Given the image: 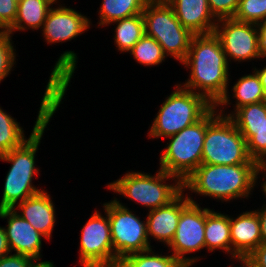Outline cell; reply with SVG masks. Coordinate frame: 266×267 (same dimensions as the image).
<instances>
[{
  "mask_svg": "<svg viewBox=\"0 0 266 267\" xmlns=\"http://www.w3.org/2000/svg\"><path fill=\"white\" fill-rule=\"evenodd\" d=\"M77 55L74 51H65L54 65L46 90L41 99L40 109L33 126L32 133L19 147L0 155V160L11 163L6 175L0 209H13L26 198L43 190L32 183L33 177L39 173L35 168V157L45 128L62 103L68 90L70 80L77 68ZM19 201V202H18Z\"/></svg>",
  "mask_w": 266,
  "mask_h": 267,
  "instance_id": "1",
  "label": "cell"
},
{
  "mask_svg": "<svg viewBox=\"0 0 266 267\" xmlns=\"http://www.w3.org/2000/svg\"><path fill=\"white\" fill-rule=\"evenodd\" d=\"M182 64L191 71L182 87L204 96L213 106H220V110L231 104L229 64L215 33L194 35Z\"/></svg>",
  "mask_w": 266,
  "mask_h": 267,
  "instance_id": "2",
  "label": "cell"
},
{
  "mask_svg": "<svg viewBox=\"0 0 266 267\" xmlns=\"http://www.w3.org/2000/svg\"><path fill=\"white\" fill-rule=\"evenodd\" d=\"M259 164L213 165L202 163L183 181V191L222 202L249 197L262 171Z\"/></svg>",
  "mask_w": 266,
  "mask_h": 267,
  "instance_id": "3",
  "label": "cell"
},
{
  "mask_svg": "<svg viewBox=\"0 0 266 267\" xmlns=\"http://www.w3.org/2000/svg\"><path fill=\"white\" fill-rule=\"evenodd\" d=\"M213 107L202 119L168 137L169 144L160 155V169L182 182L201 164L207 126L219 115Z\"/></svg>",
  "mask_w": 266,
  "mask_h": 267,
  "instance_id": "4",
  "label": "cell"
},
{
  "mask_svg": "<svg viewBox=\"0 0 266 267\" xmlns=\"http://www.w3.org/2000/svg\"><path fill=\"white\" fill-rule=\"evenodd\" d=\"M152 122L149 138H167L202 119L214 106L202 95L175 85Z\"/></svg>",
  "mask_w": 266,
  "mask_h": 267,
  "instance_id": "5",
  "label": "cell"
},
{
  "mask_svg": "<svg viewBox=\"0 0 266 267\" xmlns=\"http://www.w3.org/2000/svg\"><path fill=\"white\" fill-rule=\"evenodd\" d=\"M156 174L128 172L118 180L107 185L109 190L133 200L149 210L167 205L183 191V182L160 168ZM173 180L167 184L165 181Z\"/></svg>",
  "mask_w": 266,
  "mask_h": 267,
  "instance_id": "6",
  "label": "cell"
},
{
  "mask_svg": "<svg viewBox=\"0 0 266 267\" xmlns=\"http://www.w3.org/2000/svg\"><path fill=\"white\" fill-rule=\"evenodd\" d=\"M145 34L153 37L166 56L182 63L194 37L183 27L166 0H148L143 9Z\"/></svg>",
  "mask_w": 266,
  "mask_h": 267,
  "instance_id": "7",
  "label": "cell"
},
{
  "mask_svg": "<svg viewBox=\"0 0 266 267\" xmlns=\"http://www.w3.org/2000/svg\"><path fill=\"white\" fill-rule=\"evenodd\" d=\"M202 163L213 165L258 164L247 151L246 140L229 118L218 115L206 129Z\"/></svg>",
  "mask_w": 266,
  "mask_h": 267,
  "instance_id": "8",
  "label": "cell"
},
{
  "mask_svg": "<svg viewBox=\"0 0 266 267\" xmlns=\"http://www.w3.org/2000/svg\"><path fill=\"white\" fill-rule=\"evenodd\" d=\"M108 213L111 239L116 261L125 256L151 249L147 235V221H141L128 207L117 198L103 204Z\"/></svg>",
  "mask_w": 266,
  "mask_h": 267,
  "instance_id": "9",
  "label": "cell"
},
{
  "mask_svg": "<svg viewBox=\"0 0 266 267\" xmlns=\"http://www.w3.org/2000/svg\"><path fill=\"white\" fill-rule=\"evenodd\" d=\"M190 202L182 209L175 236L169 250L185 266L190 267L200 257H187L186 254L205 248L206 208L188 196Z\"/></svg>",
  "mask_w": 266,
  "mask_h": 267,
  "instance_id": "10",
  "label": "cell"
},
{
  "mask_svg": "<svg viewBox=\"0 0 266 267\" xmlns=\"http://www.w3.org/2000/svg\"><path fill=\"white\" fill-rule=\"evenodd\" d=\"M95 211L82 227L79 262L83 267H106L116 262L108 213Z\"/></svg>",
  "mask_w": 266,
  "mask_h": 267,
  "instance_id": "11",
  "label": "cell"
},
{
  "mask_svg": "<svg viewBox=\"0 0 266 267\" xmlns=\"http://www.w3.org/2000/svg\"><path fill=\"white\" fill-rule=\"evenodd\" d=\"M214 33L221 42L228 64L231 58L235 62L261 58L256 24L234 18L220 19Z\"/></svg>",
  "mask_w": 266,
  "mask_h": 267,
  "instance_id": "12",
  "label": "cell"
},
{
  "mask_svg": "<svg viewBox=\"0 0 266 267\" xmlns=\"http://www.w3.org/2000/svg\"><path fill=\"white\" fill-rule=\"evenodd\" d=\"M229 118L246 140L250 158L266 168V101L242 106Z\"/></svg>",
  "mask_w": 266,
  "mask_h": 267,
  "instance_id": "13",
  "label": "cell"
},
{
  "mask_svg": "<svg viewBox=\"0 0 266 267\" xmlns=\"http://www.w3.org/2000/svg\"><path fill=\"white\" fill-rule=\"evenodd\" d=\"M0 218H7L8 225L3 228L10 251L14 250L15 254L27 256L39 262L44 236L14 209H0Z\"/></svg>",
  "mask_w": 266,
  "mask_h": 267,
  "instance_id": "14",
  "label": "cell"
},
{
  "mask_svg": "<svg viewBox=\"0 0 266 267\" xmlns=\"http://www.w3.org/2000/svg\"><path fill=\"white\" fill-rule=\"evenodd\" d=\"M91 21L67 6L50 8L42 26L46 43H63L80 36L90 28Z\"/></svg>",
  "mask_w": 266,
  "mask_h": 267,
  "instance_id": "15",
  "label": "cell"
},
{
  "mask_svg": "<svg viewBox=\"0 0 266 267\" xmlns=\"http://www.w3.org/2000/svg\"><path fill=\"white\" fill-rule=\"evenodd\" d=\"M190 202L188 196L182 191L167 205L149 210L147 221V235L167 246L172 242L182 209Z\"/></svg>",
  "mask_w": 266,
  "mask_h": 267,
  "instance_id": "16",
  "label": "cell"
},
{
  "mask_svg": "<svg viewBox=\"0 0 266 267\" xmlns=\"http://www.w3.org/2000/svg\"><path fill=\"white\" fill-rule=\"evenodd\" d=\"M232 258L249 256L261 243L260 220L255 211H246L237 218L229 216Z\"/></svg>",
  "mask_w": 266,
  "mask_h": 267,
  "instance_id": "17",
  "label": "cell"
},
{
  "mask_svg": "<svg viewBox=\"0 0 266 267\" xmlns=\"http://www.w3.org/2000/svg\"><path fill=\"white\" fill-rule=\"evenodd\" d=\"M181 25L194 35L214 33L217 20L211 14L208 0H166Z\"/></svg>",
  "mask_w": 266,
  "mask_h": 267,
  "instance_id": "18",
  "label": "cell"
},
{
  "mask_svg": "<svg viewBox=\"0 0 266 267\" xmlns=\"http://www.w3.org/2000/svg\"><path fill=\"white\" fill-rule=\"evenodd\" d=\"M13 209L15 211L20 210L21 212L19 213L18 211L17 213L42 234L44 239H51L56 221V213L55 205L48 192L43 189L42 192L18 203Z\"/></svg>",
  "mask_w": 266,
  "mask_h": 267,
  "instance_id": "19",
  "label": "cell"
},
{
  "mask_svg": "<svg viewBox=\"0 0 266 267\" xmlns=\"http://www.w3.org/2000/svg\"><path fill=\"white\" fill-rule=\"evenodd\" d=\"M205 248L209 252L222 249L223 252L225 251L224 253H229L232 257V241L228 215L206 208Z\"/></svg>",
  "mask_w": 266,
  "mask_h": 267,
  "instance_id": "20",
  "label": "cell"
},
{
  "mask_svg": "<svg viewBox=\"0 0 266 267\" xmlns=\"http://www.w3.org/2000/svg\"><path fill=\"white\" fill-rule=\"evenodd\" d=\"M54 2L51 0H22L17 4L14 24L7 30L11 35L16 31L42 29L48 11Z\"/></svg>",
  "mask_w": 266,
  "mask_h": 267,
  "instance_id": "21",
  "label": "cell"
},
{
  "mask_svg": "<svg viewBox=\"0 0 266 267\" xmlns=\"http://www.w3.org/2000/svg\"><path fill=\"white\" fill-rule=\"evenodd\" d=\"M233 98H236L235 109L232 113H225V110H218L219 114L225 117H230L238 108L265 101L263 87L260 78L254 71L253 74H247L238 79L232 87ZM224 112V113H223Z\"/></svg>",
  "mask_w": 266,
  "mask_h": 267,
  "instance_id": "22",
  "label": "cell"
},
{
  "mask_svg": "<svg viewBox=\"0 0 266 267\" xmlns=\"http://www.w3.org/2000/svg\"><path fill=\"white\" fill-rule=\"evenodd\" d=\"M148 0H102L99 10V26L142 14Z\"/></svg>",
  "mask_w": 266,
  "mask_h": 267,
  "instance_id": "23",
  "label": "cell"
},
{
  "mask_svg": "<svg viewBox=\"0 0 266 267\" xmlns=\"http://www.w3.org/2000/svg\"><path fill=\"white\" fill-rule=\"evenodd\" d=\"M115 27L114 43L118 51L129 52L133 46L145 35L143 14L123 18L112 22Z\"/></svg>",
  "mask_w": 266,
  "mask_h": 267,
  "instance_id": "24",
  "label": "cell"
},
{
  "mask_svg": "<svg viewBox=\"0 0 266 267\" xmlns=\"http://www.w3.org/2000/svg\"><path fill=\"white\" fill-rule=\"evenodd\" d=\"M23 128L0 107V155L19 147L26 139Z\"/></svg>",
  "mask_w": 266,
  "mask_h": 267,
  "instance_id": "25",
  "label": "cell"
},
{
  "mask_svg": "<svg viewBox=\"0 0 266 267\" xmlns=\"http://www.w3.org/2000/svg\"><path fill=\"white\" fill-rule=\"evenodd\" d=\"M121 262L126 267H185L173 254L155 253L152 248L125 256Z\"/></svg>",
  "mask_w": 266,
  "mask_h": 267,
  "instance_id": "26",
  "label": "cell"
},
{
  "mask_svg": "<svg viewBox=\"0 0 266 267\" xmlns=\"http://www.w3.org/2000/svg\"><path fill=\"white\" fill-rule=\"evenodd\" d=\"M129 52L134 57L133 59L145 66L159 65L167 58L161 45L153 37L146 34Z\"/></svg>",
  "mask_w": 266,
  "mask_h": 267,
  "instance_id": "27",
  "label": "cell"
},
{
  "mask_svg": "<svg viewBox=\"0 0 266 267\" xmlns=\"http://www.w3.org/2000/svg\"><path fill=\"white\" fill-rule=\"evenodd\" d=\"M233 18L254 24L266 20V0H240Z\"/></svg>",
  "mask_w": 266,
  "mask_h": 267,
  "instance_id": "28",
  "label": "cell"
},
{
  "mask_svg": "<svg viewBox=\"0 0 266 267\" xmlns=\"http://www.w3.org/2000/svg\"><path fill=\"white\" fill-rule=\"evenodd\" d=\"M8 31L0 32V83L4 80L16 63V53Z\"/></svg>",
  "mask_w": 266,
  "mask_h": 267,
  "instance_id": "29",
  "label": "cell"
},
{
  "mask_svg": "<svg viewBox=\"0 0 266 267\" xmlns=\"http://www.w3.org/2000/svg\"><path fill=\"white\" fill-rule=\"evenodd\" d=\"M240 0H208L211 14L216 20L233 18Z\"/></svg>",
  "mask_w": 266,
  "mask_h": 267,
  "instance_id": "30",
  "label": "cell"
},
{
  "mask_svg": "<svg viewBox=\"0 0 266 267\" xmlns=\"http://www.w3.org/2000/svg\"><path fill=\"white\" fill-rule=\"evenodd\" d=\"M15 0H0V26L7 31L15 22L17 15Z\"/></svg>",
  "mask_w": 266,
  "mask_h": 267,
  "instance_id": "31",
  "label": "cell"
},
{
  "mask_svg": "<svg viewBox=\"0 0 266 267\" xmlns=\"http://www.w3.org/2000/svg\"><path fill=\"white\" fill-rule=\"evenodd\" d=\"M35 260L19 254H9L0 259V267H33Z\"/></svg>",
  "mask_w": 266,
  "mask_h": 267,
  "instance_id": "32",
  "label": "cell"
},
{
  "mask_svg": "<svg viewBox=\"0 0 266 267\" xmlns=\"http://www.w3.org/2000/svg\"><path fill=\"white\" fill-rule=\"evenodd\" d=\"M255 267H266V242H262L249 256Z\"/></svg>",
  "mask_w": 266,
  "mask_h": 267,
  "instance_id": "33",
  "label": "cell"
},
{
  "mask_svg": "<svg viewBox=\"0 0 266 267\" xmlns=\"http://www.w3.org/2000/svg\"><path fill=\"white\" fill-rule=\"evenodd\" d=\"M261 58H266V20L256 24Z\"/></svg>",
  "mask_w": 266,
  "mask_h": 267,
  "instance_id": "34",
  "label": "cell"
},
{
  "mask_svg": "<svg viewBox=\"0 0 266 267\" xmlns=\"http://www.w3.org/2000/svg\"><path fill=\"white\" fill-rule=\"evenodd\" d=\"M260 220V231L262 242H266V204H263L262 209L256 210Z\"/></svg>",
  "mask_w": 266,
  "mask_h": 267,
  "instance_id": "35",
  "label": "cell"
},
{
  "mask_svg": "<svg viewBox=\"0 0 266 267\" xmlns=\"http://www.w3.org/2000/svg\"><path fill=\"white\" fill-rule=\"evenodd\" d=\"M10 248L8 245V240L5 234V230L0 226V259L6 255L10 254Z\"/></svg>",
  "mask_w": 266,
  "mask_h": 267,
  "instance_id": "36",
  "label": "cell"
},
{
  "mask_svg": "<svg viewBox=\"0 0 266 267\" xmlns=\"http://www.w3.org/2000/svg\"><path fill=\"white\" fill-rule=\"evenodd\" d=\"M253 71H255L260 78V82H261L262 87H263V92H264L265 101H266V66L261 70L260 69L257 70L255 68Z\"/></svg>",
  "mask_w": 266,
  "mask_h": 267,
  "instance_id": "37",
  "label": "cell"
},
{
  "mask_svg": "<svg viewBox=\"0 0 266 267\" xmlns=\"http://www.w3.org/2000/svg\"><path fill=\"white\" fill-rule=\"evenodd\" d=\"M239 262L241 261V265L239 267H255L253 262L248 257H236Z\"/></svg>",
  "mask_w": 266,
  "mask_h": 267,
  "instance_id": "38",
  "label": "cell"
},
{
  "mask_svg": "<svg viewBox=\"0 0 266 267\" xmlns=\"http://www.w3.org/2000/svg\"><path fill=\"white\" fill-rule=\"evenodd\" d=\"M33 267H55L51 261H40L36 262Z\"/></svg>",
  "mask_w": 266,
  "mask_h": 267,
  "instance_id": "39",
  "label": "cell"
},
{
  "mask_svg": "<svg viewBox=\"0 0 266 267\" xmlns=\"http://www.w3.org/2000/svg\"><path fill=\"white\" fill-rule=\"evenodd\" d=\"M261 172L262 173L264 172L263 173L264 174L263 175V179H265V180H263V184L261 183V187L263 188L262 189L263 190L262 192H264L265 193L264 195L266 196V178H265L266 177V168H263Z\"/></svg>",
  "mask_w": 266,
  "mask_h": 267,
  "instance_id": "40",
  "label": "cell"
},
{
  "mask_svg": "<svg viewBox=\"0 0 266 267\" xmlns=\"http://www.w3.org/2000/svg\"><path fill=\"white\" fill-rule=\"evenodd\" d=\"M106 267H126L121 261H116L115 263L111 264L110 266Z\"/></svg>",
  "mask_w": 266,
  "mask_h": 267,
  "instance_id": "41",
  "label": "cell"
},
{
  "mask_svg": "<svg viewBox=\"0 0 266 267\" xmlns=\"http://www.w3.org/2000/svg\"><path fill=\"white\" fill-rule=\"evenodd\" d=\"M2 31H5V30L0 26V32H2Z\"/></svg>",
  "mask_w": 266,
  "mask_h": 267,
  "instance_id": "42",
  "label": "cell"
}]
</instances>
